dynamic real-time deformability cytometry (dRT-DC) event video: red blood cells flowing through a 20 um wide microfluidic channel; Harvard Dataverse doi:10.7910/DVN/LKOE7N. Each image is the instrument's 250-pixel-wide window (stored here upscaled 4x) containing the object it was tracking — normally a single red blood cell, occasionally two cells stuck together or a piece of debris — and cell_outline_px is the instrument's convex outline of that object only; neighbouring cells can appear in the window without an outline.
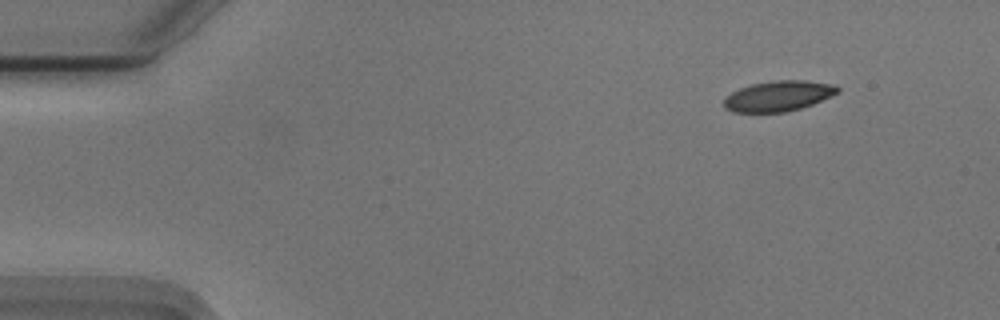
{"species": "Egyptian fruit bat (a non-hibernating species)", "species_latin": "Rousettus aegyptiacus", "temperature_condition": "cold", "stored_images_in_passage": 50, "camera_frame_rate_fps": 3000, "um_per_image_px": 0.085, "animal": {"sex": "male"}, "frame": {"image": 1, "passage_image": 1, "time_ms": 0.0, "image_size_px": [1000, 320], "cell_outline_px": [[840, 92], [812, 104], [800, 108], [784, 112], [732, 112], [724, 108], [724, 96], [740, 88], [752, 84], [772, 80], [808, 80], [836, 84], [840, 88]], "centroid_in_image_um": [66.17, 8.15], "position_along_channel_um": 18.8, "area_um2": 20.35}}
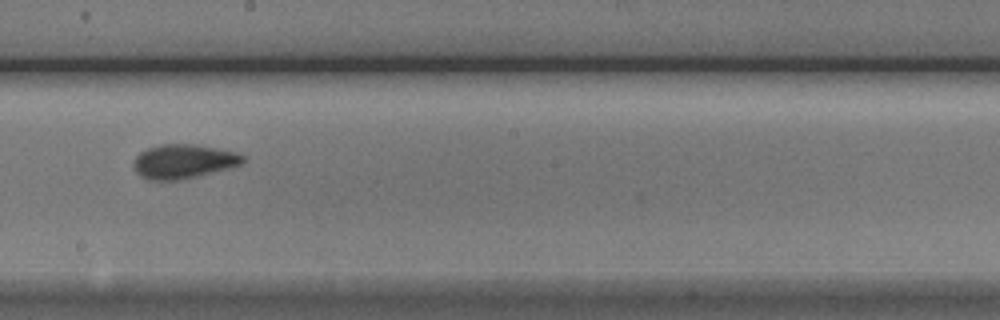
{"frame": {"image": 2, "passage_image": 26, "time_ms": 8.333, "image_size_px": [1000, 320], "cell_outline_px": [[248, 156], [244, 164], [196, 176], [176, 180], [152, 180], [140, 176], [136, 172], [132, 164], [136, 156], [140, 152], [148, 148], [160, 144], [196, 144], [236, 152]], "centroid_in_image_um": [15.62, 13.71], "position_along_channel_um": 232.6, "area_um2": 21.85}}
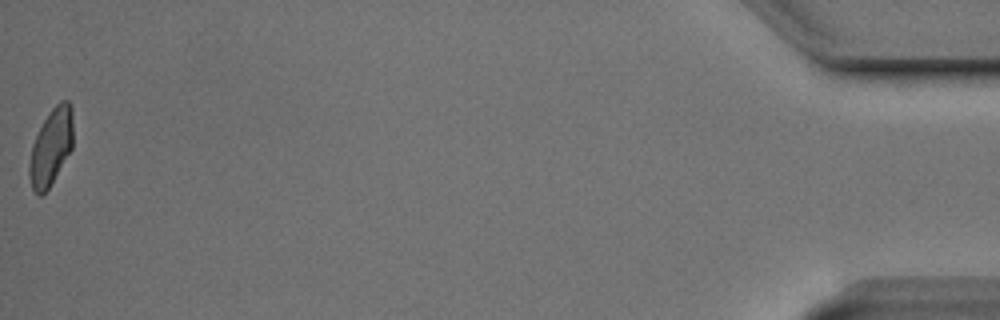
{"frame": {"image": 3, "passage_image": 50, "time_ms": 16.333, "image_size_px": [1000, 320], "cell_outline_px": [[72, 148], [48, 188], [40, 196], [32, 188], [28, 176], [28, 168], [32, 144], [44, 120], [52, 108], [60, 100], [68, 100], [72, 108]], "centroid_in_image_um": [4.33, 12.47], "position_along_channel_um": 430.9, "area_um2": 19.25}, "authors_computed_cell_mechanics": {"area_um2": 20.4034, "velocity_mm_per_s": 3.7287, "shape_relaxation_time_tau1_ms": 3.3298, "shape_relaxation_time_tau2_ms": 1.7521, "deformation_change_tau1": 0.12, "deformation_change_tau2": 0.0589}}